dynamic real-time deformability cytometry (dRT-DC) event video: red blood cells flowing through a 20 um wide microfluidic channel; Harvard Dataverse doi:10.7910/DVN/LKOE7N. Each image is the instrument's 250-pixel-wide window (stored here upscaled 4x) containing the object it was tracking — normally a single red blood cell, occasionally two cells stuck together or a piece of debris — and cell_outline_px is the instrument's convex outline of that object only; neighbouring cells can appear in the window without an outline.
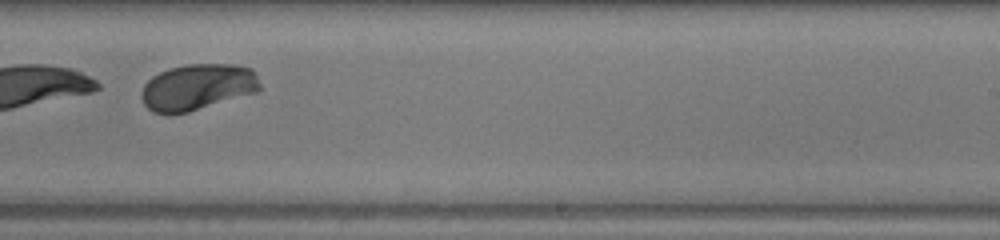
{"species": "human", "species_latin": "Homo sapiens", "temperature_condition": "warm", "stored_images_in_passage": 29, "segment_of_instrument_passage": [2, 2], "camera_frame_rate_fps": 3000, "um_per_image_px": 0.085, "donor": {"sex": "female"}, "frame": {"image": 1, "passage_image": 21, "time_ms": 6.667, "image_size_px": [1000, 240], "cell_outline_px": [[260, 88], [256, 92], [188, 112], [168, 116], [152, 112], [144, 104], [140, 96], [140, 92], [144, 84], [152, 76], [160, 72], [172, 68], [188, 64], [232, 64], [252, 68], [260, 84]], "centroid_in_image_um": [16.74, 7.42], "position_along_channel_um": 272.3, "area_um2": 32.08}}
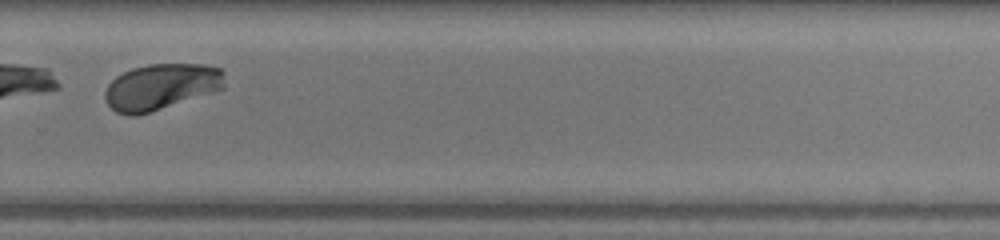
{"frame": {"image": 2, "passage_image": 24, "time_ms": 7.667, "image_size_px": [1000, 240], "cell_outline_px": [[224, 88], [212, 92], [136, 116], [128, 116], [116, 112], [104, 100], [104, 92], [108, 84], [116, 76], [132, 68], [148, 64], [204, 64], [220, 68], [224, 72]], "centroid_in_image_um": [13.66, 7.36], "position_along_channel_um": 316.1, "area_um2": 32.02}}